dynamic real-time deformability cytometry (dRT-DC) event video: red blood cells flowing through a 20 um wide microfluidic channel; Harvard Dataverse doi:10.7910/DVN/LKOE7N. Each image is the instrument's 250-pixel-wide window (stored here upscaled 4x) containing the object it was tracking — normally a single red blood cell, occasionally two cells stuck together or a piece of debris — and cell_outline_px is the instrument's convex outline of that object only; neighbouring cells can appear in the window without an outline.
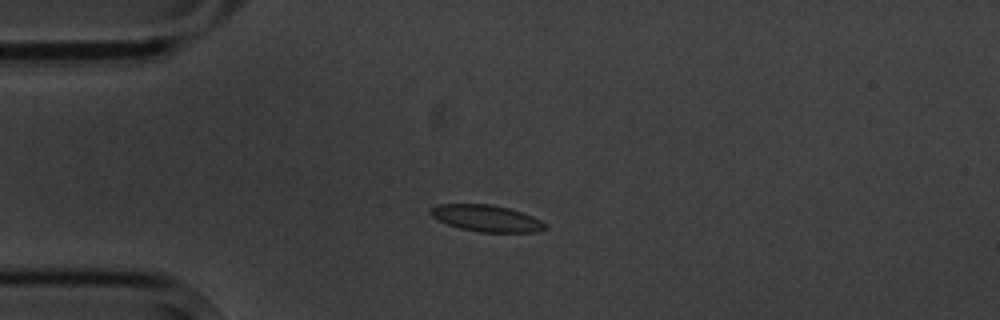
{"species": "common noctule bat (a hibernating species)", "species_latin": "Nyctalus noctula", "temperature_condition": "cold", "stored_images_in_passage": 4, "camera_frame_rate_fps": 3000, "um_per_image_px": 0.085, "animal": {"sex": "male", "body_mass_g": 20.1, "forearm_length_mm": 53.5}, "frame": {"image": 1, "passage_image": 3, "time_ms": 2.333, "image_size_px": [1000, 320], "cell_outline_px": [[548, 228], [536, 232], [480, 232], [460, 228], [448, 224], [432, 216], [428, 212], [428, 208], [436, 204], [492, 204], [508, 208], [532, 216], [548, 224]], "centroid_in_image_um": [41.34, 18.55], "position_along_channel_um": 43.7, "area_um2": 17.8}}